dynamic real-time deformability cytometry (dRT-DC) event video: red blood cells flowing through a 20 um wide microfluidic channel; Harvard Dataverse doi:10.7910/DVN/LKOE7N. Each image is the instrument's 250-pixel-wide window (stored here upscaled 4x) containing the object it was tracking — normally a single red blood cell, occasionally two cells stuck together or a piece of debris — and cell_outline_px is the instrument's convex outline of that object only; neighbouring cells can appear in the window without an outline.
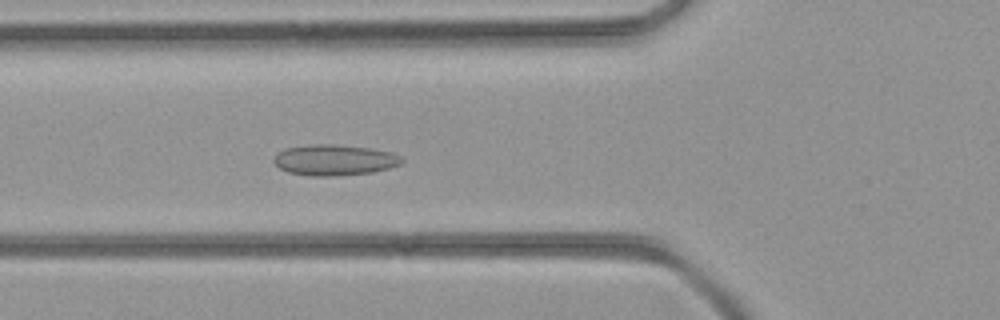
{"species": "common noctule bat (a hibernating species)", "species_latin": "Nyctalus noctula", "temperature_condition": "room temperature", "stored_images_in_passage": 25, "camera_frame_rate_fps": 3000, "um_per_image_px": 0.085, "animal": {"sex": "female", "body_mass_g": 21.9}, "frame": {"image": 1, "passage_image": 5, "time_ms": 1.333, "image_size_px": [1000, 320], "cell_outline_px": [[404, 160], [400, 164], [388, 168], [372, 172], [336, 176], [312, 176], [288, 172], [280, 168], [272, 160], [276, 152], [284, 148], [312, 144], [336, 144], [368, 148], [392, 152], [400, 156]], "centroid_in_image_um": [28.39, 13.59], "position_along_channel_um": 97.4, "area_um2": 23.06}}
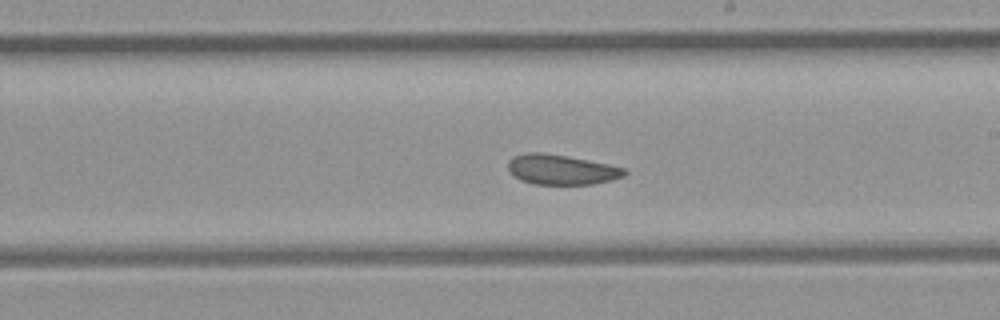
{"frame": {"image": 2, "passage_image": 14, "time_ms": 4.333, "image_size_px": [1000, 320], "cell_outline_px": [[628, 172], [624, 176], [612, 180], [592, 184], [536, 184], [520, 180], [512, 176], [508, 172], [508, 160], [512, 156], [528, 152], [540, 152], [564, 156], [608, 164], [624, 168]], "centroid_in_image_um": [47.67, 14.42], "position_along_channel_um": 241.3, "area_um2": 20.35}}
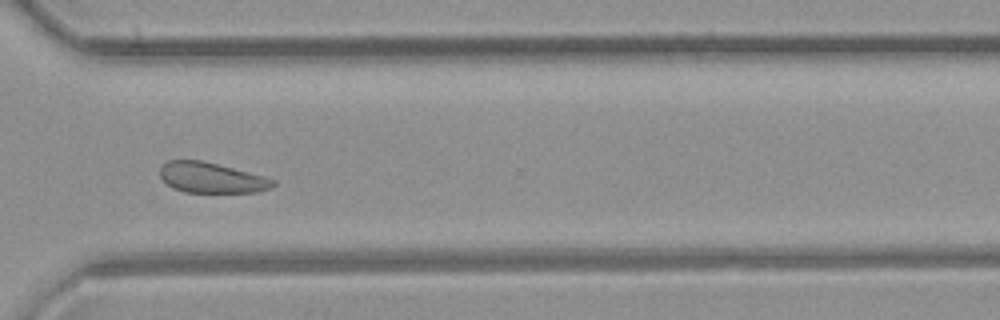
{"frame": {"image": 3, "passage_image": 21, "time_ms": 6.667, "image_size_px": [1000, 320], "cell_outline_px": [[276, 184], [260, 192], [184, 192], [172, 188], [160, 176], [160, 168], [168, 160], [200, 160], [264, 176], [276, 180]], "centroid_in_image_um": [17.97, 15.11], "position_along_channel_um": 352.6, "area_um2": 19.83}}